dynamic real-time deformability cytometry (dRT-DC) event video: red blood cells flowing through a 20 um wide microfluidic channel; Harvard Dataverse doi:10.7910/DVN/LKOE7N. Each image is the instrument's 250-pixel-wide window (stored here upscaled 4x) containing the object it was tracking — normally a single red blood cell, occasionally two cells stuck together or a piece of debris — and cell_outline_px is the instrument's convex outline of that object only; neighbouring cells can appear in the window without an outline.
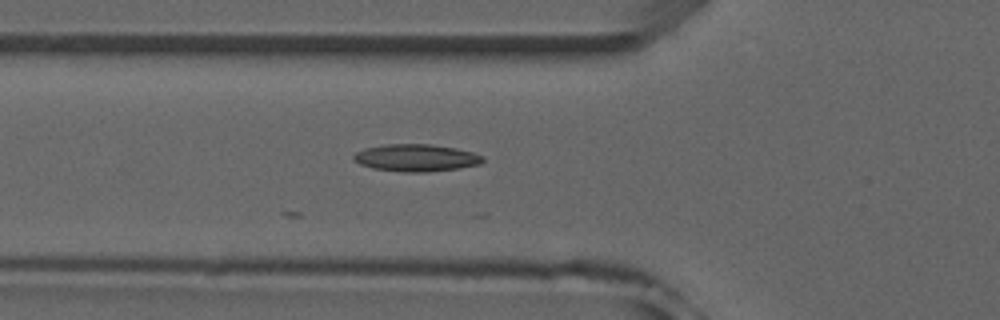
{"species": "common noctule bat (a hibernating species)", "species_latin": "Nyctalus noctula", "temperature_condition": "room temperature", "stored_images_in_passage": 5, "camera_frame_rate_fps": 3000, "um_per_image_px": 0.085, "animal": {"sex": "male", "forearm_length_mm": 52.5}, "frame": {"image": 1, "passage_image": 2, "time_ms": 0.333, "image_size_px": [1000, 320], "cell_outline_px": [[484, 160], [480, 164], [456, 168], [428, 172], [404, 172], [372, 168], [360, 164], [352, 160], [352, 156], [356, 152], [364, 148], [384, 144], [432, 144], [456, 148], [472, 152], [484, 156]], "centroid_in_image_um": [35.34, 13.41], "position_along_channel_um": 90.5, "area_um2": 20.58}}